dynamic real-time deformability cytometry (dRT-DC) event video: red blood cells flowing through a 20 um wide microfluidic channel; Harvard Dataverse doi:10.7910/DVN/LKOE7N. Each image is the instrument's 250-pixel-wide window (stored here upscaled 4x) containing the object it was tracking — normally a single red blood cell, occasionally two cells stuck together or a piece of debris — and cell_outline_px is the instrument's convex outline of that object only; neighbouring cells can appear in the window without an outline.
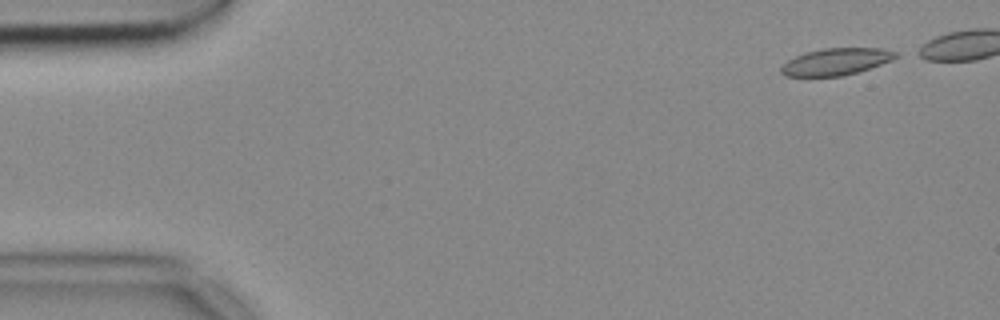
{"species": "common noctule bat (a hibernating species)", "species_latin": "Nyctalus noctula", "temperature_condition": "cold", "stored_images_in_passage": 41, "camera_frame_rate_fps": 3000, "um_per_image_px": 0.085, "animal": {"sex": "female", "body_mass_g": 18.4}, "frame": {"image": 1, "passage_image": 1, "time_ms": 0.0, "image_size_px": [1000, 320], "cell_outline_px": [[900, 56], [892, 60], [844, 76], [784, 76], [780, 72], [780, 68], [788, 60], [804, 52], [824, 48], [880, 48], [900, 52]], "centroid_in_image_um": [71.08, 5.23], "position_along_channel_um": 13.9, "area_um2": 17.98}}
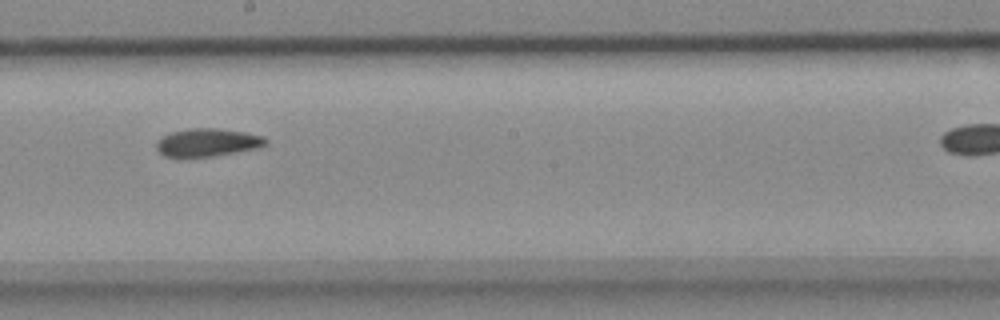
{"frame": {"image": 2, "passage_image": 27, "time_ms": 8.667, "image_size_px": [1000, 320], "cell_outline_px": [[268, 144], [260, 148], [212, 156], [164, 156], [156, 148], [156, 140], [160, 136], [172, 132], [188, 128], [216, 128], [244, 132], [264, 136], [268, 140]], "centroid_in_image_um": [17.66, 12.09], "position_along_channel_um": 230.5, "area_um2": 17.86}}
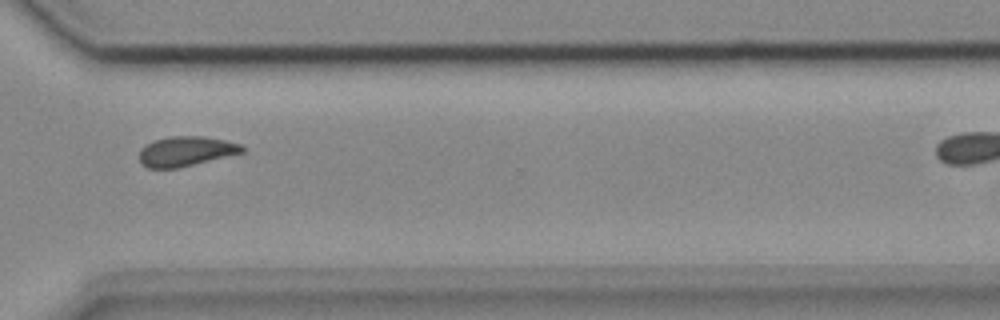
{"frame": {"image": 3, "passage_image": 37, "time_ms": 12.0, "image_size_px": [1000, 320], "cell_outline_px": [[244, 152], [176, 168], [148, 168], [140, 164], [140, 148], [152, 140], [168, 136], [204, 136], [224, 140], [240, 144], [244, 148]], "centroid_in_image_um": [15.75, 12.84], "position_along_channel_um": 354.8, "area_um2": 17.8}}